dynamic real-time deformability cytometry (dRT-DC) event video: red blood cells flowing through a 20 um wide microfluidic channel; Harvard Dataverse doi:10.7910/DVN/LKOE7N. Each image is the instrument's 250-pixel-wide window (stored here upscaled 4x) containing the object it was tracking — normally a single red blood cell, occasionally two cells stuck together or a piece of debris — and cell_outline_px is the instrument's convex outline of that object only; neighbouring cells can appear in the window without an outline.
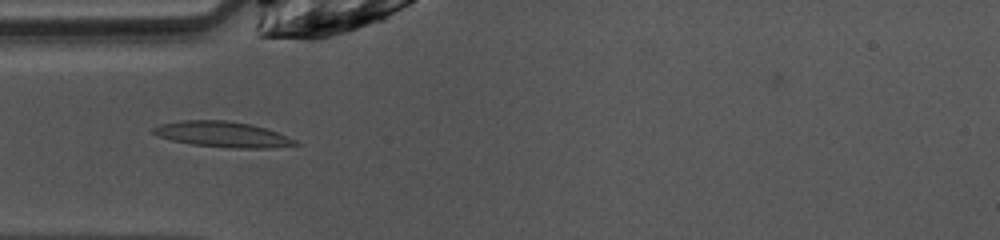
{"species": "common noctule bat (a hibernating species)", "species_latin": "Nyctalus noctula", "temperature_condition": "warm", "stored_images_in_passage": 49, "camera_frame_rate_fps": 3000, "um_per_image_px": 0.085, "animal": {"sex": "female", "body_mass_g": 10.0, "forearm_length_mm": 53.1}, "frame": {"image": 1, "passage_image": 14, "time_ms": 4.333, "image_size_px": [1000, 240], "cell_outline_px": [[300, 144], [272, 148], [232, 148], [192, 144], [172, 140], [156, 136], [152, 132], [152, 128], [160, 124], [180, 120], [224, 120], [252, 124], [276, 132], [296, 140]], "centroid_in_image_um": [18.89, 11.42], "position_along_channel_um": 66.1, "area_um2": 21.15}}
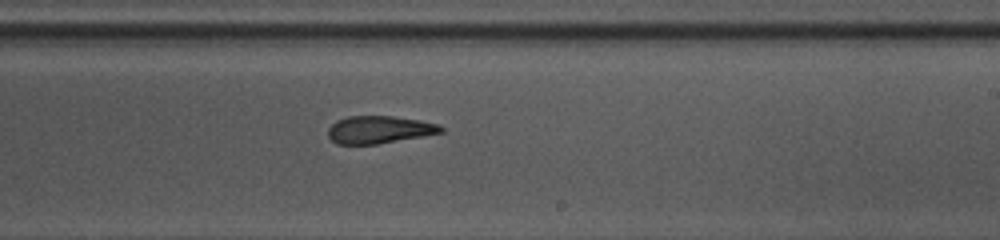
{"frame": {"image": 2, "passage_image": 28, "time_ms": 9.0, "image_size_px": [1000, 240], "cell_outline_px": [[444, 132], [376, 144], [336, 144], [328, 136], [328, 128], [336, 120], [348, 116], [392, 116], [420, 120], [440, 124], [444, 128]], "centroid_in_image_um": [32.23, 11.01], "position_along_channel_um": 256.8, "area_um2": 18.09}}
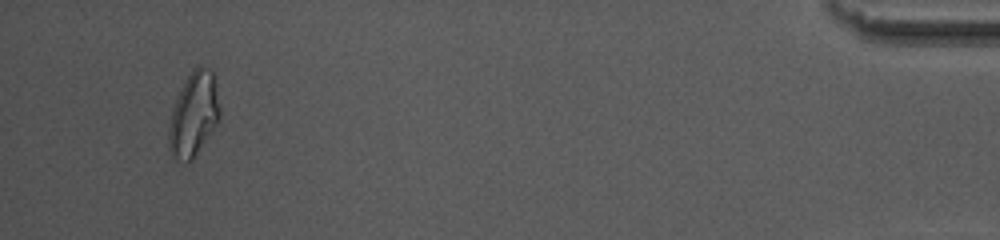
{"frame": {"image": 3, "passage_image": 46, "time_ms": 15.0, "image_size_px": [1000, 240], "cell_outline_px": [[220, 120], [192, 160], [184, 164], [172, 152], [168, 144], [168, 128], [172, 112], [176, 100], [192, 68], [196, 64], [200, 64], [212, 68], [216, 76], [220, 104]], "centroid_in_image_um": [16.52, 9.65], "position_along_channel_um": 418.7, "area_um2": 25.26}, "authors_computed_cell_mechanics": {"area_um2": 19.7676, "velocity_mm_per_s": 4.0597, "shape_relaxation_time_tau1_ms": null, "shape_relaxation_time_tau2_ms": 2.9507, "deformation_change_tau1": null, "deformation_change_tau2": 0.1148}}